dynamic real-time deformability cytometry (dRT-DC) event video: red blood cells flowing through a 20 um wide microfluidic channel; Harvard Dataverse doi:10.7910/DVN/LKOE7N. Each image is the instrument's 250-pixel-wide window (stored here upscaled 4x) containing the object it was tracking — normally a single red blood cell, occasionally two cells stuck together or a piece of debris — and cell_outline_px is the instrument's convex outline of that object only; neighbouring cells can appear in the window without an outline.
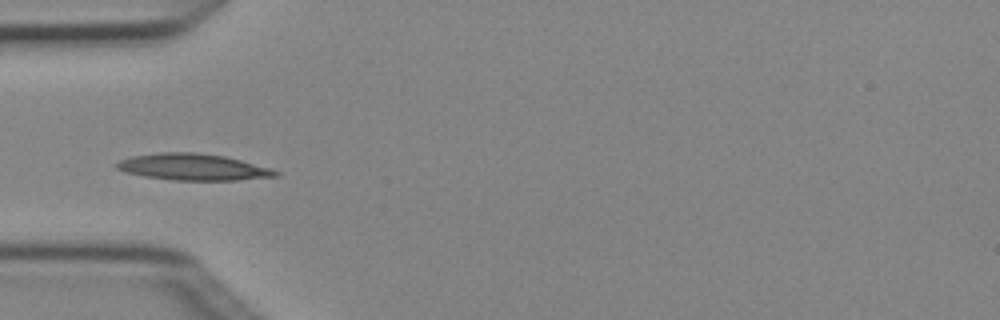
{"species": "Egyptian fruit bat (a non-hibernating species)", "species_latin": "Rousettus aegyptiacus", "temperature_condition": "cold", "stored_images_in_passage": 6, "camera_frame_rate_fps": 3000, "um_per_image_px": 0.085, "animal": {"sex": "female"}, "frame": {"image": 1, "passage_image": 5, "time_ms": 1.333, "image_size_px": [1000, 320], "cell_outline_px": [[280, 176], [236, 180], [172, 180], [144, 176], [124, 172], [116, 168], [116, 164], [120, 160], [132, 156], [160, 152], [196, 152], [224, 156], [272, 168], [280, 172]], "centroid_in_image_um": [16.42, 14.2], "position_along_channel_um": 68.6, "area_um2": 24.57}}
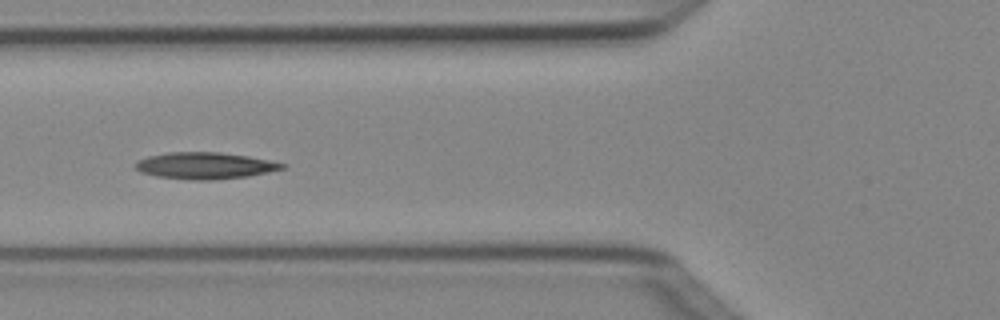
{"frame": {"image": 2, "passage_image": 6, "time_ms": 1.667, "image_size_px": [1000, 320], "cell_outline_px": [[288, 168], [248, 176], [212, 180], [192, 180], [156, 176], [140, 172], [132, 164], [136, 160], [148, 156], [168, 152], [220, 152], [248, 156], [288, 164]], "centroid_in_image_um": [17.41, 14.08], "position_along_channel_um": 108.4, "area_um2": 23.0}}